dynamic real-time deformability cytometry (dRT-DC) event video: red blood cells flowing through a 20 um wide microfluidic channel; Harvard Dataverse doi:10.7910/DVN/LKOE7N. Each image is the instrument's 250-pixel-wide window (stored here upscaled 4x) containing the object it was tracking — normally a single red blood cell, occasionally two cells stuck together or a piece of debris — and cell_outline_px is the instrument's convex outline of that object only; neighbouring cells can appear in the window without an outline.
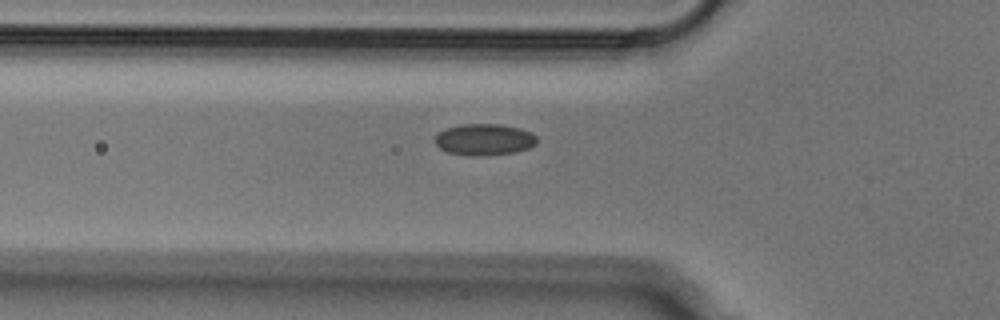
{"species": "Egyptian fruit bat (a non-hibernating species)", "species_latin": "Rousettus aegyptiacus", "temperature_condition": "cold", "stored_images_in_passage": 38, "camera_frame_rate_fps": 3000, "um_per_image_px": 0.085, "animal": {"sex": "male"}, "frame": {"image": 1, "passage_image": 4, "time_ms": 1.0, "image_size_px": [1000, 320], "cell_outline_px": [[536, 144], [528, 148], [516, 152], [488, 156], [468, 156], [448, 152], [440, 148], [436, 144], [436, 136], [444, 128], [460, 124], [500, 124], [520, 128], [532, 132], [536, 136]], "centroid_in_image_um": [41.18, 11.86], "position_along_channel_um": 84.6, "area_um2": 18.9}}
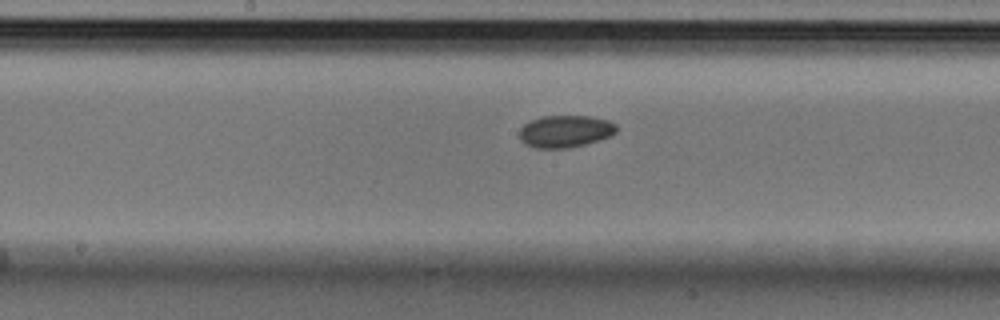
{"frame": {"image": 2, "passage_image": 13, "time_ms": 4.0, "image_size_px": [1000, 320], "cell_outline_px": [[616, 132], [612, 136], [600, 140], [568, 148], [536, 148], [524, 144], [520, 140], [520, 128], [524, 124], [540, 116], [592, 116], [608, 120], [616, 124]], "centroid_in_image_um": [48.05, 11.16], "position_along_channel_um": 200.1, "area_um2": 18.32}}
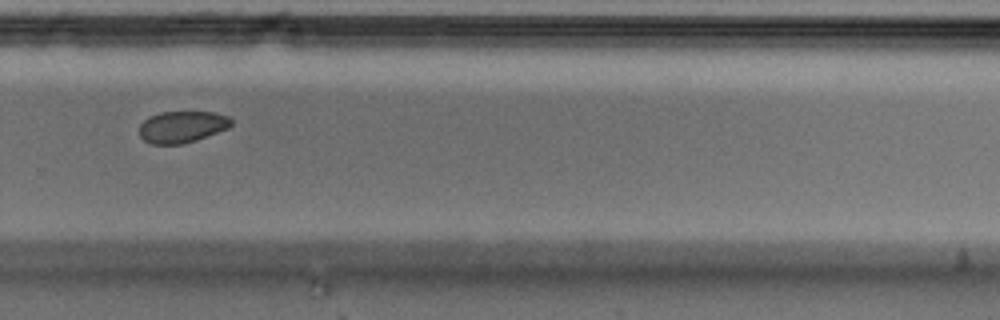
{"frame": {"image": 3, "passage_image": 22, "time_ms": 7.0, "image_size_px": [1000, 320], "cell_outline_px": [[232, 124], [228, 128], [196, 140], [184, 144], [152, 144], [144, 140], [140, 136], [140, 124], [148, 116], [160, 112], [212, 112], [228, 116], [232, 120]], "centroid_in_image_um": [15.46, 10.78], "position_along_channel_um": 314.3, "area_um2": 16.94}}